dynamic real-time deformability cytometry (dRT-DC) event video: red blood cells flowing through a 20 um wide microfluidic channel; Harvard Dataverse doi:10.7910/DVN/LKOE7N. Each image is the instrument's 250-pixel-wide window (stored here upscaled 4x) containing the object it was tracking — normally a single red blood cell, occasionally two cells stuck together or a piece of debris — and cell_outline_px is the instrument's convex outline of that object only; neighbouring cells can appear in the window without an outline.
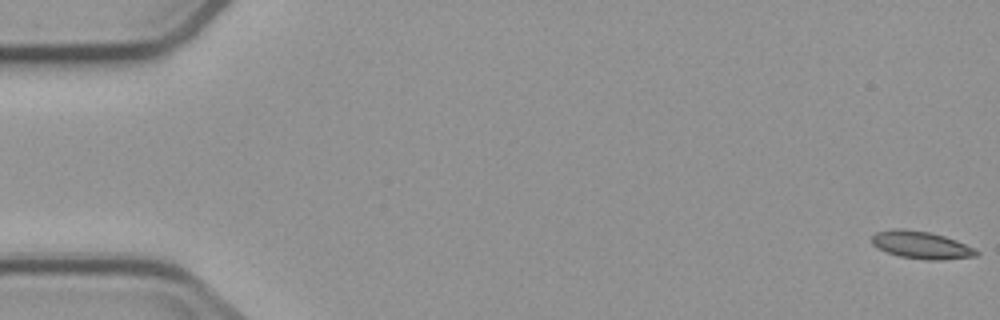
{"species": "common noctule bat (a hibernating species)", "species_latin": "Nyctalus noctula", "temperature_condition": "cold", "stored_images_in_passage": 9, "camera_frame_rate_fps": 3000, "um_per_image_px": 0.085, "animal": {"sex": "male", "body_mass_g": 23.1, "forearm_length_mm": 52.7}, "frame": {"image": 1, "passage_image": 1, "time_ms": 0.0, "image_size_px": [1000, 320], "cell_outline_px": [[980, 252], [976, 256], [940, 260], [928, 260], [900, 256], [876, 248], [872, 244], [872, 236], [876, 232], [892, 228], [904, 228], [928, 232], [944, 236], [956, 240]], "centroid_in_image_um": [78.26, 20.81], "position_along_channel_um": 6.7, "area_um2": 16.65}}
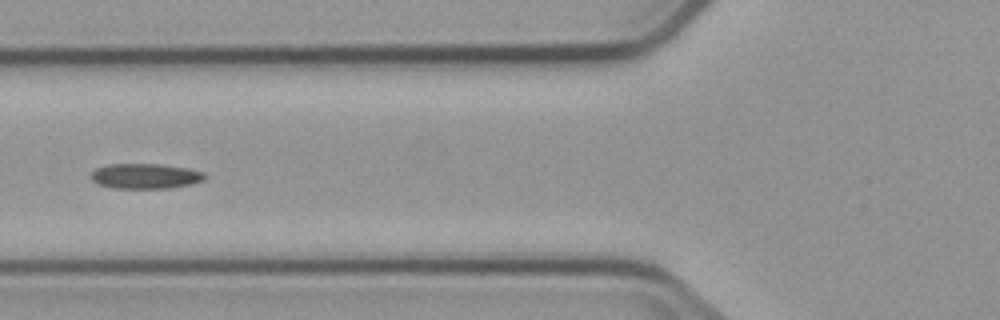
{"frame": {"image": 2, "passage_image": 7, "time_ms": 7.0, "image_size_px": [1000, 320], "cell_outline_px": [[208, 176], [204, 180], [192, 184], [168, 188], [112, 188], [100, 184], [92, 180], [88, 176], [96, 168], [108, 164], [160, 164], [188, 168], [204, 172]], "centroid_in_image_um": [12.37, 14.96], "position_along_channel_um": 113.4, "area_um2": 16.82}}
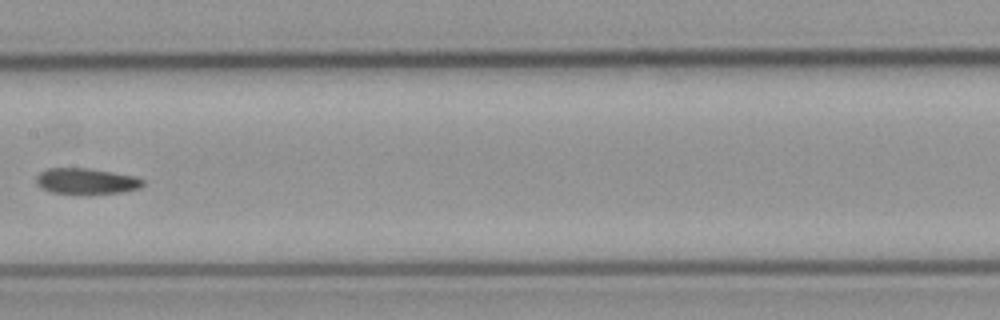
{"frame": {"image": 3, "passage_image": 9, "time_ms": 9.333, "image_size_px": [1000, 320], "cell_outline_px": [[144, 184], [140, 188], [120, 192], [88, 196], [84, 196], [52, 192], [40, 188], [36, 184], [36, 176], [40, 172], [48, 168], [88, 168], [136, 176], [144, 180]], "centroid_in_image_um": [7.32, 15.43], "position_along_channel_um": 200.1, "area_um2": 16.7}}